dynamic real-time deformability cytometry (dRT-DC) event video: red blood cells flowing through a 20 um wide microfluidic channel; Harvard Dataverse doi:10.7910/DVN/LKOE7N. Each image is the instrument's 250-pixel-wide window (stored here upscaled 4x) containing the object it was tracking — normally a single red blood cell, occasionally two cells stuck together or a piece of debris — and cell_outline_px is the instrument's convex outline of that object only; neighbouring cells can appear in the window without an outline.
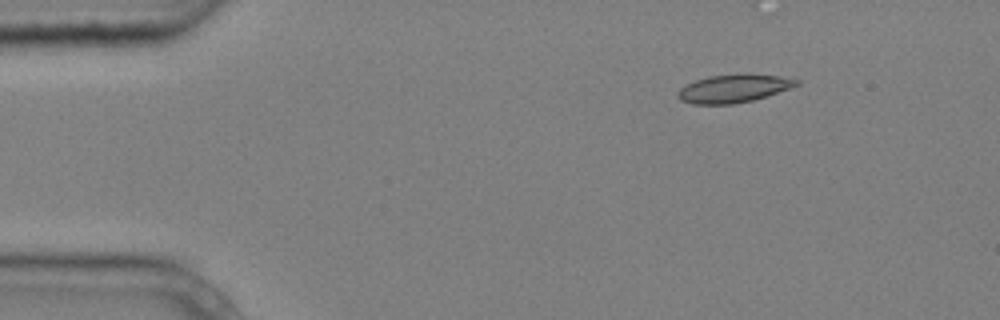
{"species": "common noctule bat (a hibernating species)", "species_latin": "Nyctalus noctula", "temperature_condition": "cold", "stored_images_in_passage": 4, "camera_frame_rate_fps": 3000, "um_per_image_px": 0.085, "animal": {"sex": "male", "body_mass_g": 20.4}, "frame": {"image": 1, "passage_image": 2, "time_ms": 0.333, "image_size_px": [1000, 320], "cell_outline_px": [[800, 84], [792, 88], [752, 100], [732, 104], [692, 104], [680, 100], [676, 96], [676, 92], [680, 88], [696, 80], [708, 76], [748, 72], [780, 76], [800, 80]], "centroid_in_image_um": [62.37, 7.5], "position_along_channel_um": 22.6, "area_um2": 19.77}}
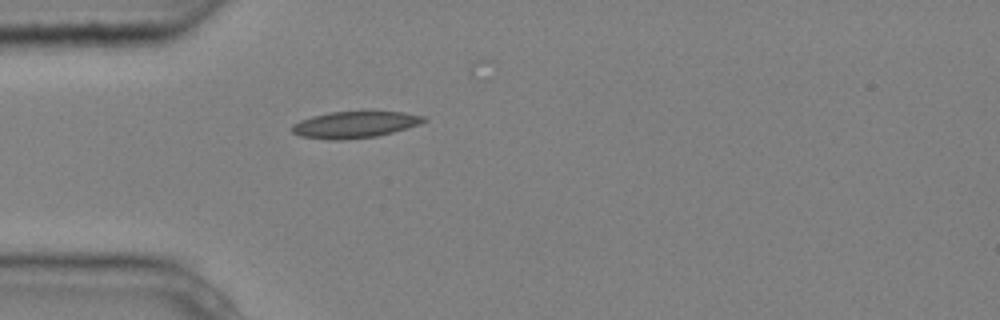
{"frame": {"image": 2, "passage_image": 4, "time_ms": 1.0, "image_size_px": [1000, 320], "cell_outline_px": [[428, 120], [420, 124], [392, 132], [376, 136], [340, 140], [328, 140], [300, 136], [292, 132], [292, 124], [300, 120], [312, 116], [332, 112], [404, 112], [424, 116]], "centroid_in_image_um": [30.14, 10.6], "position_along_channel_um": 54.9, "area_um2": 20.23}}